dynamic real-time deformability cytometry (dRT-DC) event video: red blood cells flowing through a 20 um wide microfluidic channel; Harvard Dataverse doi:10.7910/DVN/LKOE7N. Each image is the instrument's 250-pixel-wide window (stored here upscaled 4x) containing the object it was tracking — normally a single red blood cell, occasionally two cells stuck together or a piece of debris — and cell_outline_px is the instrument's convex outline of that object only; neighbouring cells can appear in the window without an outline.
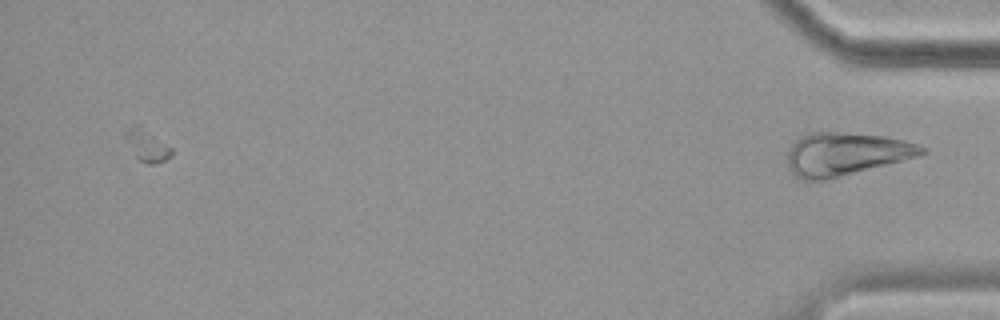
{"species": "common noctule bat (a hibernating species)", "species_latin": "Nyctalus noctula", "temperature_condition": "cold", "stored_images_in_passage": 48, "camera_frame_rate_fps": 3000, "um_per_image_px": 0.085, "animal": {"sex": "female", "body_mass_g": 19.9}, "frame": {"image": 1, "passage_image": 48, "time_ms": 15.667, "image_size_px": [1000, 320], "cell_outline_px": [[928, 152], [920, 156], [824, 180], [800, 180], [792, 176], [788, 168], [788, 152], [792, 144], [800, 136], [808, 132], [836, 132], [884, 136], [904, 140], [928, 148]], "centroid_in_image_um": [71.87, 13.09], "position_along_channel_um": 363.3, "area_um2": 33.7}}